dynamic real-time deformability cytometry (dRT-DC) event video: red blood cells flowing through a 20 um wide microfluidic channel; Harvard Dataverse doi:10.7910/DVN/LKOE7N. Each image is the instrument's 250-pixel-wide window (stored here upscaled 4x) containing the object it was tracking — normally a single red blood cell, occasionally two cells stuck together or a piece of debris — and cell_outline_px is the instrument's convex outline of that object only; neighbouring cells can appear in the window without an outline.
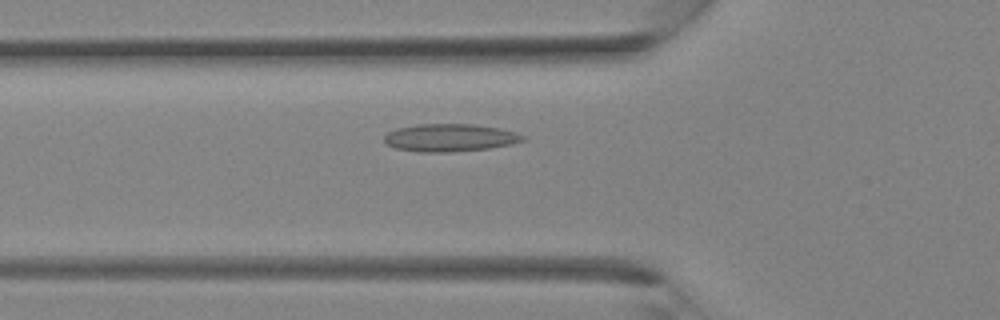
{"species": "Egyptian fruit bat (a non-hibernating species)", "species_latin": "Rousettus aegyptiacus", "temperature_condition": "room temperature", "stored_images_in_passage": 34, "camera_frame_rate_fps": 3000, "um_per_image_px": 0.085, "animal": {"sex": "female"}, "frame": {"image": 1, "passage_image": 11, "time_ms": 3.333, "image_size_px": [1000, 320], "cell_outline_px": [[528, 136], [524, 140], [512, 144], [488, 148], [452, 152], [416, 152], [396, 148], [388, 144], [384, 140], [384, 136], [388, 132], [396, 128], [416, 124], [472, 124], [500, 128], [516, 132]], "centroid_in_image_um": [38.26, 11.7], "position_along_channel_um": 87.5, "area_um2": 22.48}}
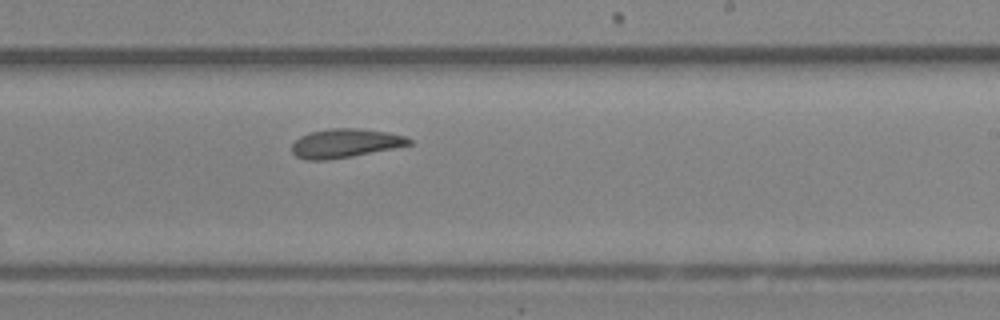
{"frame": {"image": 2, "passage_image": 20, "time_ms": 6.333, "image_size_px": [1000, 320], "cell_outline_px": [[412, 144], [352, 156], [328, 160], [304, 160], [296, 156], [292, 152], [292, 144], [300, 136], [312, 132], [332, 128], [352, 128], [388, 132], [404, 136], [412, 140]], "centroid_in_image_um": [29.31, 12.18], "position_along_channel_um": 259.7, "area_um2": 19.48}}
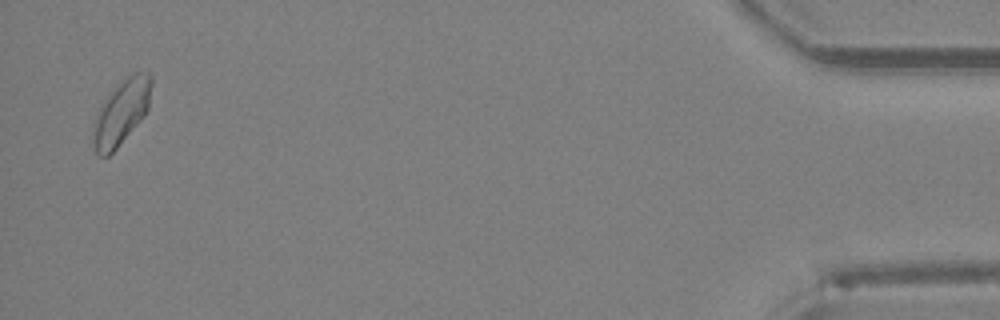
{"frame": {"image": 3, "passage_image": 33, "time_ms": 10.667, "image_size_px": [1000, 320], "cell_outline_px": [[152, 84], [148, 108], [144, 116], [116, 148], [108, 156], [100, 156], [96, 152], [92, 144], [92, 132], [96, 116], [100, 108], [112, 88], [120, 80], [136, 72], [148, 72], [152, 76]], "centroid_in_image_um": [10.31, 9.52], "position_along_channel_um": 424.9, "area_um2": 21.91}}